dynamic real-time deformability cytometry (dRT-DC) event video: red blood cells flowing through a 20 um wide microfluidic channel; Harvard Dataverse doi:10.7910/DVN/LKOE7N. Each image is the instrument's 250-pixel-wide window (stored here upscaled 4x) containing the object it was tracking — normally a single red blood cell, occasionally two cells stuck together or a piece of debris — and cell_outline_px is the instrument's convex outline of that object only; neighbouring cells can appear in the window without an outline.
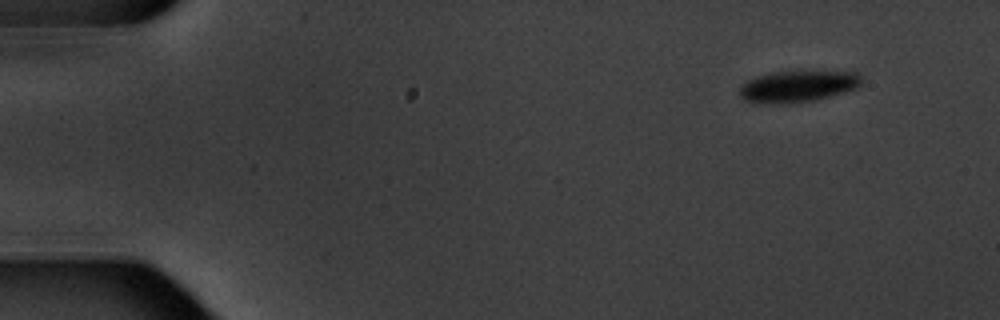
{"species": "common noctule bat (a hibernating species)", "species_latin": "Nyctalus noctula", "temperature_condition": "warm", "stored_images_in_passage": 10, "camera_frame_rate_fps": 3000, "um_per_image_px": 0.085, "animal": {"sex": "male", "body_mass_g": 20.1, "forearm_length_mm": 53.5}, "frame": {"image": 1, "passage_image": 1, "time_ms": 0.0, "image_size_px": [1000, 320], "cell_outline_px": [[860, 84], [856, 88], [844, 92], [812, 100], [776, 104], [744, 100], [740, 96], [740, 88], [748, 80], [756, 76], [772, 72], [856, 72], [860, 76]], "centroid_in_image_um": [67.78, 7.33], "position_along_channel_um": 17.2, "area_um2": 21.68}}
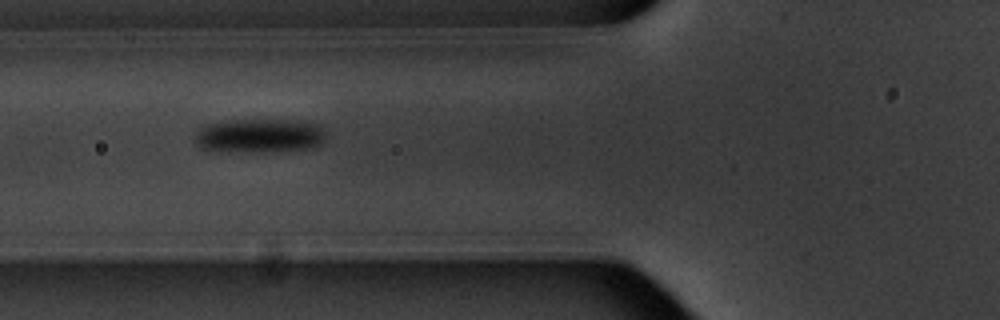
{"frame": {"image": 2, "passage_image": 6, "time_ms": 5.667, "image_size_px": [1000, 320], "cell_outline_px": [[328, 136], [316, 148], [272, 152], [244, 152], [200, 148], [196, 140], [196, 132], [204, 124], [228, 120], [304, 120], [316, 124]], "centroid_in_image_um": [22.11, 11.53], "position_along_channel_um": 103.7, "area_um2": 26.3}}
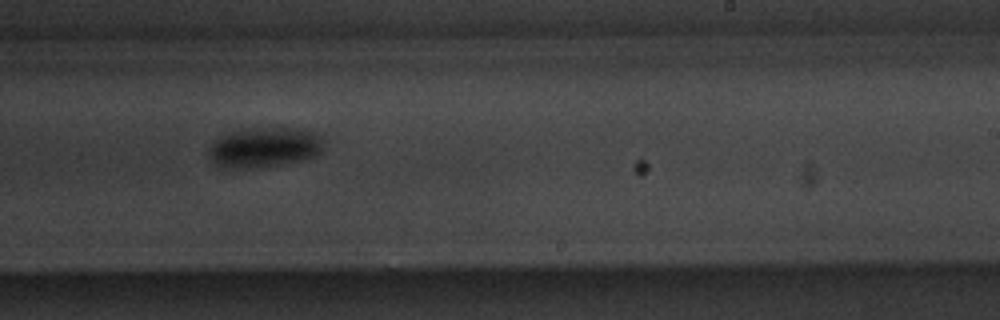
{"frame": {"image": 3, "passage_image": 10, "time_ms": 10.333, "image_size_px": [1000, 320], "cell_outline_px": [[320, 152], [316, 156], [308, 160], [244, 168], [220, 168], [208, 156], [208, 148], [220, 136], [228, 132], [244, 128], [304, 128], [316, 132], [320, 136]], "centroid_in_image_um": [22.44, 12.51], "position_along_channel_um": 266.6, "area_um2": 26.88}}